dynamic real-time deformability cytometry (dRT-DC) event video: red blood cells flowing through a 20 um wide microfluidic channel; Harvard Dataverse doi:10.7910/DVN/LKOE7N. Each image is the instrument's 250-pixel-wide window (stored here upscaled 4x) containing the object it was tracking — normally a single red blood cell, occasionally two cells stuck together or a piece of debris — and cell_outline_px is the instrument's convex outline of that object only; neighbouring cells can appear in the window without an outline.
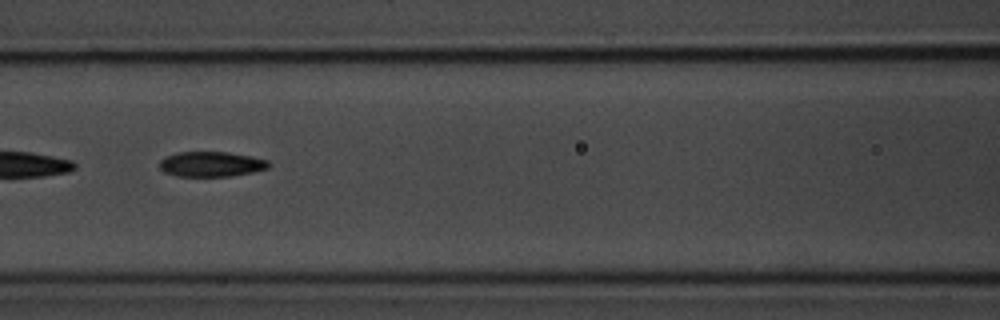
{"species": "common noctule bat (a hibernating species)", "species_latin": "Nyctalus noctula", "temperature_condition": "room temperature", "stored_images_in_passage": 9, "camera_frame_rate_fps": 3000, "um_per_image_px": 0.085, "animal": {"sex": "male", "body_mass_g": 20.1, "forearm_length_mm": 53.5}, "frame": {"image": 1, "passage_image": 7, "time_ms": 7.0, "image_size_px": [1000, 320], "cell_outline_px": [[272, 164], [268, 168], [252, 172], [228, 176], [176, 176], [164, 172], [160, 168], [160, 160], [164, 156], [176, 152], [228, 152], [252, 156], [268, 160]], "centroid_in_image_um": [17.95, 13.94], "position_along_channel_um": 148.7, "area_um2": 16.07}}
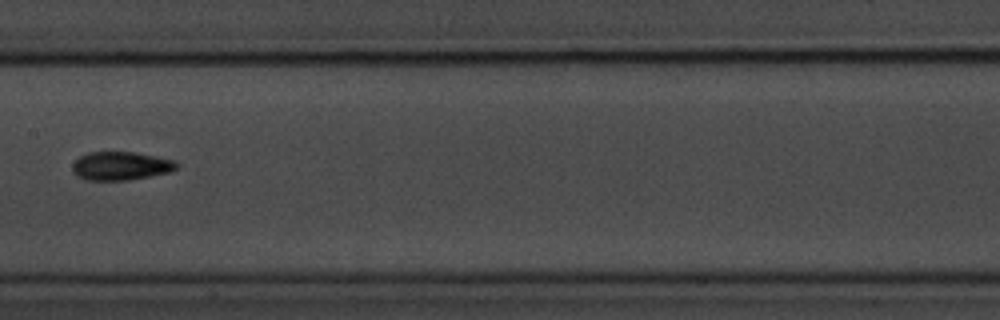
{"frame": {"image": 2, "passage_image": 8, "time_ms": 8.333, "image_size_px": [1000, 320], "cell_outline_px": [[180, 164], [176, 168], [168, 172], [128, 180], [84, 180], [76, 176], [72, 172], [72, 164], [80, 156], [88, 152], [136, 152], [176, 160]], "centroid_in_image_um": [10.24, 14.1], "position_along_channel_um": 197.2, "area_um2": 17.4}}